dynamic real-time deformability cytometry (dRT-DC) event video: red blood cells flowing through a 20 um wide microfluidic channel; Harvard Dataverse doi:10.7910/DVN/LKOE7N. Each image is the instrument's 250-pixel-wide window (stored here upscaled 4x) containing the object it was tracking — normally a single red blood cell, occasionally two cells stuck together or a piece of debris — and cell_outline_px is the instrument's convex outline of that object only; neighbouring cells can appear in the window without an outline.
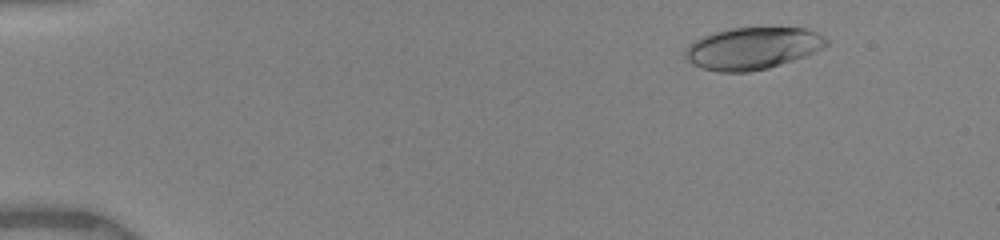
{"species": "human", "species_latin": "Homo sapiens", "temperature_condition": "warm", "stored_images_in_passage": 14, "camera_frame_rate_fps": 3000, "um_per_image_px": 0.085, "donor": {"sex": "female"}, "frame": {"image": 1, "passage_image": 4, "time_ms": 1.0, "image_size_px": [1000, 240], "cell_outline_px": [[828, 44], [824, 48], [804, 56], [768, 68], [748, 72], [720, 72], [704, 68], [692, 64], [684, 56], [684, 52], [688, 44], [692, 40], [716, 32], [732, 28], [768, 24], [808, 28], [824, 36], [828, 40]], "centroid_in_image_um": [64.0, 4.05], "position_along_channel_um": 21.0, "area_um2": 35.55}}